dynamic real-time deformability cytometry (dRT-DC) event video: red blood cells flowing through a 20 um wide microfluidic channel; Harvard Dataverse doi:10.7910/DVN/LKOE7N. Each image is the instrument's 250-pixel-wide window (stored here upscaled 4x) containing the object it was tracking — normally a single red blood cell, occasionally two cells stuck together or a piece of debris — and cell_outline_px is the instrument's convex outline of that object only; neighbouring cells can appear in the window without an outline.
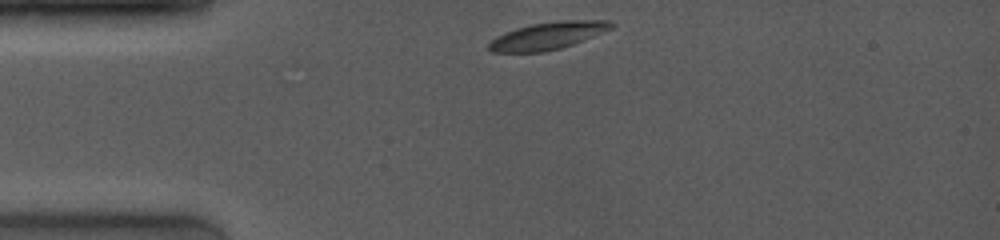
{"species": "common noctule bat (a hibernating species)", "species_latin": "Nyctalus noctula", "temperature_condition": "room temperature", "stored_images_in_passage": 24, "camera_frame_rate_fps": 4000, "um_per_image_px": 0.085, "animal": {"sex": "female", "body_mass_g": 19.0, "forearm_length_mm": 53.3}, "frame": {"image": 1, "passage_image": 1, "time_ms": 0.0, "image_size_px": [1000, 240], "cell_outline_px": [[616, 24], [612, 28], [572, 44], [560, 48], [544, 52], [492, 52], [488, 48], [488, 44], [496, 36], [504, 32], [516, 28], [532, 24], [560, 20], [612, 20]], "centroid_in_image_um": [46.56, 3.03], "position_along_channel_um": 38.4, "area_um2": 19.42}}